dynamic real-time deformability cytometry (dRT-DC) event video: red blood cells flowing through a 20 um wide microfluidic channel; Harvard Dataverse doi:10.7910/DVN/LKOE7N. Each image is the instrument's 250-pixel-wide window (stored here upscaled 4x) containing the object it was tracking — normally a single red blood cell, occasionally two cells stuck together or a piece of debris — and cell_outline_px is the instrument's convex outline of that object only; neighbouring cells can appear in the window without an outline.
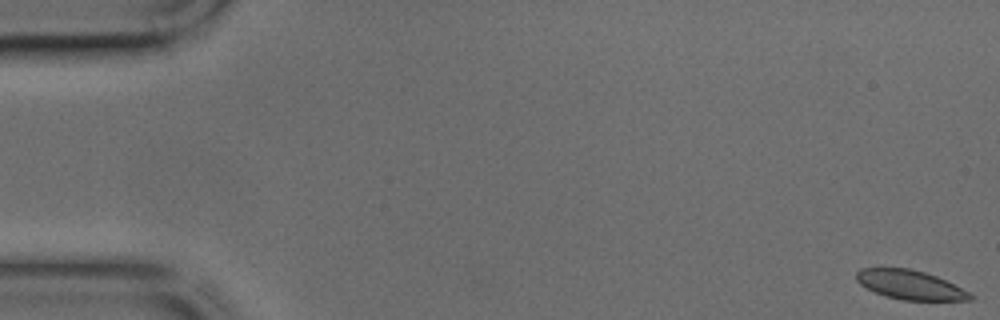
{"species": "common noctule bat (a hibernating species)", "species_latin": "Nyctalus noctula", "temperature_condition": "cold", "stored_images_in_passage": 13, "camera_frame_rate_fps": 3000, "um_per_image_px": 0.085, "animal": {"sex": "male", "body_mass_g": 17.9, "forearm_length_mm": 54.2}, "frame": {"image": 1, "passage_image": 1, "time_ms": 0.0, "image_size_px": [1000, 320], "cell_outline_px": [[976, 296], [972, 300], [900, 300], [884, 296], [860, 284], [856, 280], [856, 272], [860, 268], [908, 268], [924, 272], [936, 276]], "centroid_in_image_um": [77.33, 24.21], "position_along_channel_um": 7.7, "area_um2": 19.19}}